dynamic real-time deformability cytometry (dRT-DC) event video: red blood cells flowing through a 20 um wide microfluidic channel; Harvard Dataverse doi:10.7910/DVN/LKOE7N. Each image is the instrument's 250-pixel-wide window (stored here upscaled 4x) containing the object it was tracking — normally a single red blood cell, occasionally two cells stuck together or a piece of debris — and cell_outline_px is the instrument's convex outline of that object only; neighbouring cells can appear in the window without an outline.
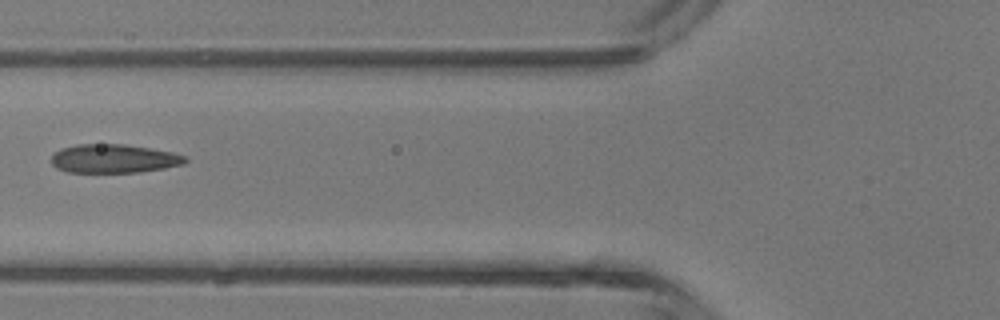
{"species": "common noctule bat (a hibernating species)", "species_latin": "Nyctalus noctula", "temperature_condition": "room temperature", "stored_images_in_passage": 6, "camera_frame_rate_fps": 3000, "um_per_image_px": 0.085, "animal": {"sex": "male", "body_mass_g": 13.3}, "frame": {"image": 1, "passage_image": 6, "time_ms": 5.333, "image_size_px": [1000, 320], "cell_outline_px": [[188, 160], [184, 164], [164, 168], [140, 172], [68, 172], [56, 168], [52, 164], [52, 156], [60, 148], [76, 144], [124, 144], [172, 152], [188, 156]], "centroid_in_image_um": [9.69, 13.48], "position_along_channel_um": 116.1, "area_um2": 22.43}}